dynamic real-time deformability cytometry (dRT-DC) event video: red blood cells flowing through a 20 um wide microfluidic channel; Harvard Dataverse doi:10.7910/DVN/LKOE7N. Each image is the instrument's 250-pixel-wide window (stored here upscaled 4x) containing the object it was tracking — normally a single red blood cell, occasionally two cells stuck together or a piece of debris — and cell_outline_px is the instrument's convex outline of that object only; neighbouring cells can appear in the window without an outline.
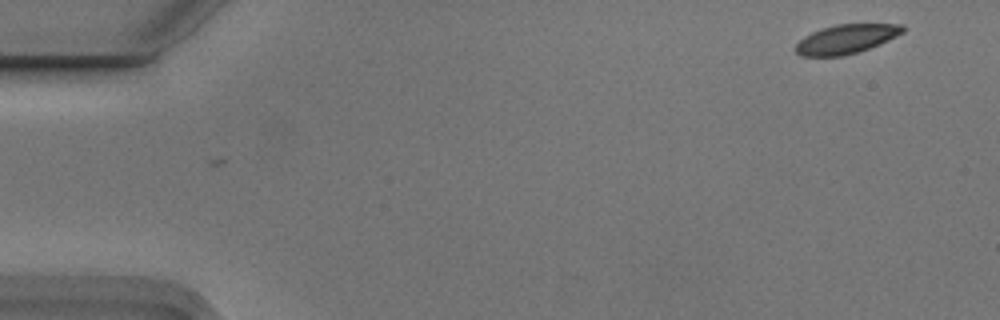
{"species": "Egyptian fruit bat (a non-hibernating species)", "species_latin": "Rousettus aegyptiacus", "temperature_condition": "cold", "stored_images_in_passage": 5, "camera_frame_rate_fps": 3000, "um_per_image_px": 0.085, "animal": {"sex": "male"}, "frame": {"image": 1, "passage_image": 1, "time_ms": 0.0, "image_size_px": [1000, 320], "cell_outline_px": [[904, 32], [888, 40], [868, 48], [844, 56], [800, 56], [792, 48], [804, 36], [812, 32], [836, 24], [904, 24]], "centroid_in_image_um": [71.89, 3.32], "position_along_channel_um": 13.1, "area_um2": 18.09}}
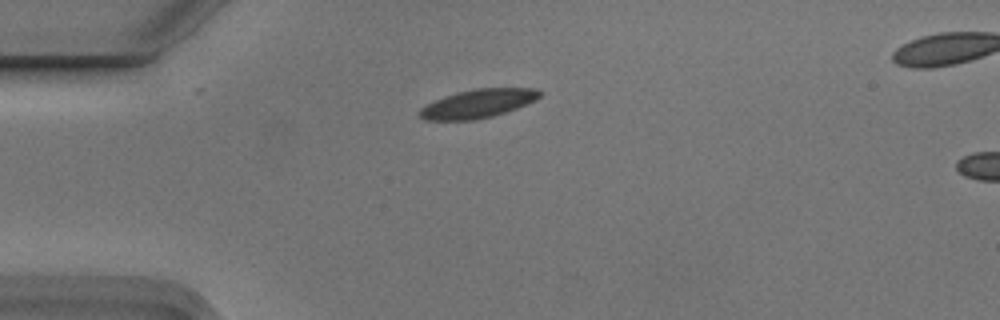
{"frame": {"image": 2, "passage_image": 4, "time_ms": 1.0, "image_size_px": [1000, 320], "cell_outline_px": [[544, 92], [536, 100], [516, 108], [492, 116], [472, 120], [424, 120], [416, 112], [420, 108], [444, 96], [456, 92], [476, 88], [536, 88]], "centroid_in_image_um": [40.62, 8.8], "position_along_channel_um": 44.4, "area_um2": 20.0}}